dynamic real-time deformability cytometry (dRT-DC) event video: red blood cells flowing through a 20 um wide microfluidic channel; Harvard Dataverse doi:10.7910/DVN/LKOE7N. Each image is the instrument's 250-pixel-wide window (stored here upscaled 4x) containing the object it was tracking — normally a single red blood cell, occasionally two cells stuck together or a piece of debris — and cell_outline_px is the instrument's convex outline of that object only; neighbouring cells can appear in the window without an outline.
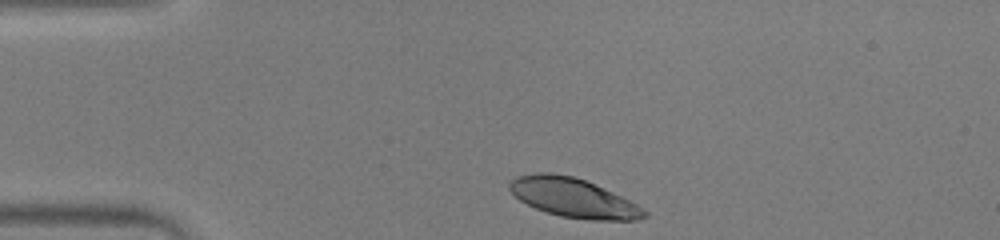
{"species": "human", "species_latin": "Homo sapiens", "temperature_condition": "warm", "stored_images_in_passage": 34, "camera_frame_rate_fps": 3000, "um_per_image_px": 0.085, "donor": {"sex": "male"}, "frame": {"image": 1, "passage_image": 1, "time_ms": 0.0, "image_size_px": [1000, 240], "cell_outline_px": [[648, 216], [640, 220], [592, 220], [560, 216], [536, 208], [520, 200], [508, 188], [508, 180], [516, 176], [536, 172], [548, 172], [572, 176], [584, 180], [612, 192], [636, 204], [648, 212]], "centroid_in_image_um": [48.71, 16.81], "position_along_channel_um": 36.3, "area_um2": 30.52}}
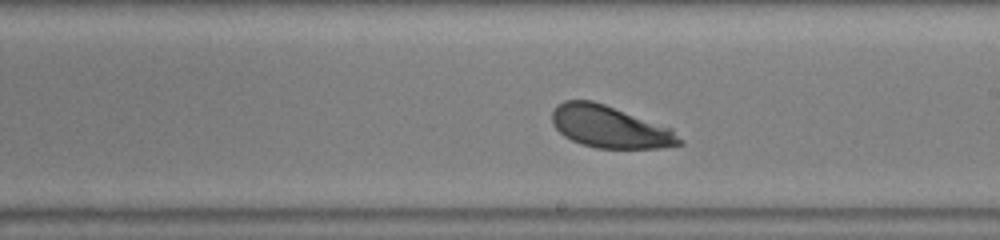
{"frame": {"image": 2, "passage_image": 20, "time_ms": 6.333, "image_size_px": [1000, 240], "cell_outline_px": [[684, 144], [660, 148], [596, 148], [580, 144], [564, 136], [552, 124], [552, 112], [556, 104], [564, 100], [592, 100], [604, 104], [672, 128], [684, 140]], "centroid_in_image_um": [51.85, 10.79], "position_along_channel_um": 237.2, "area_um2": 31.39}}
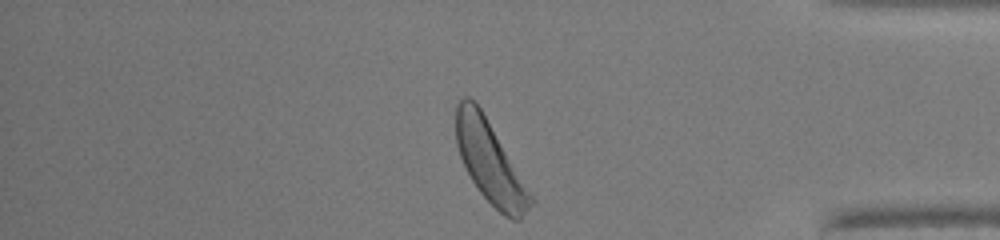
{"frame": {"image": 3, "passage_image": 34, "time_ms": 11.0, "image_size_px": [1000, 240], "cell_outline_px": [[536, 200], [520, 220], [512, 220], [504, 216], [480, 192], [472, 180], [460, 156], [456, 144], [456, 104], [464, 96], [468, 96], [480, 108]], "centroid_in_image_um": [41.66, 13.81], "position_along_channel_um": 393.5, "area_um2": 34.91}, "authors_computed_cell_mechanics": {"area_um2": 31.8478, "velocity_mm_per_s": 3.9024, "shape_relaxation_time_tau1_ms": 0.7931, "shape_relaxation_time_tau2_ms": null, "deformation_change_tau1": 0.09, "deformation_change_tau2": null}}